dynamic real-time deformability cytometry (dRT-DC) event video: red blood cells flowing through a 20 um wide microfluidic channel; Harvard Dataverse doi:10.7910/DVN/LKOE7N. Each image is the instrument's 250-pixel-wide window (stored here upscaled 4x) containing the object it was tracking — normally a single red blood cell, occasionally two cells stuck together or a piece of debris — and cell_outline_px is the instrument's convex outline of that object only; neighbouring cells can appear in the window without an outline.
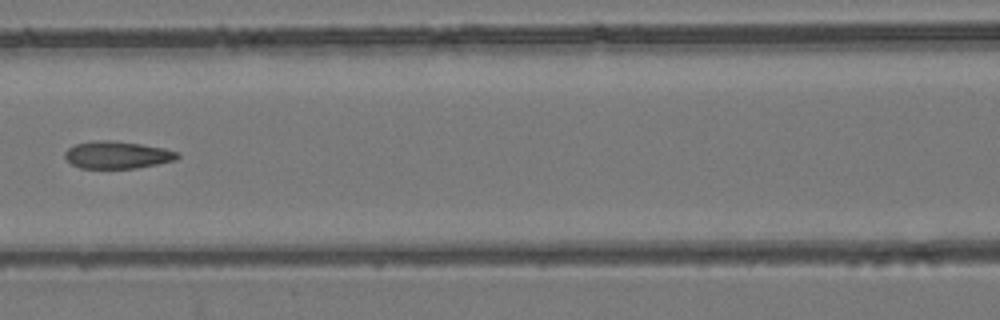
{"species": "common noctule bat (a hibernating species)", "species_latin": "Nyctalus noctula", "temperature_condition": "room temperature", "stored_images_in_passage": 7, "camera_frame_rate_fps": 3000, "um_per_image_px": 0.085, "animal": {"sex": "female", "body_mass_g": 24.6, "forearm_length_mm": 56.2}, "frame": {"image": 1, "passage_image": 6, "time_ms": 1.667, "image_size_px": [1000, 320], "cell_outline_px": [[180, 156], [176, 160], [136, 168], [80, 168], [72, 164], [64, 156], [64, 152], [68, 148], [76, 144], [92, 140], [112, 140], [140, 144], [164, 148], [180, 152]], "centroid_in_image_um": [9.97, 13.16], "position_along_channel_um": 156.6, "area_um2": 17.98}}
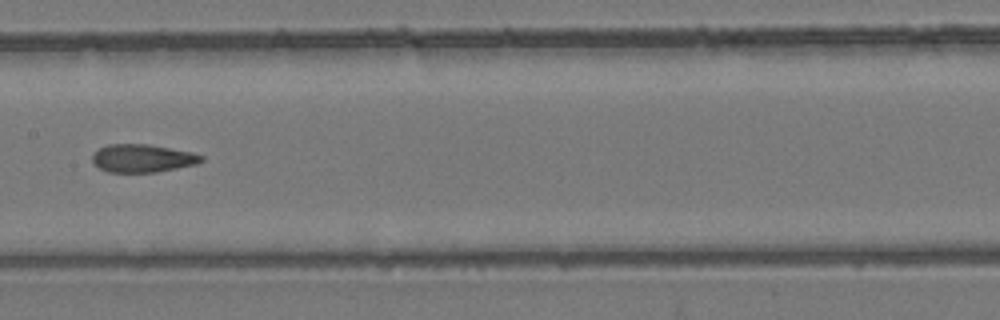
{"frame": {"image": 2, "passage_image": 7, "time_ms": 2.0, "image_size_px": [1000, 320], "cell_outline_px": [[204, 160], [196, 164], [156, 172], [108, 172], [100, 168], [92, 160], [92, 152], [108, 144], [148, 144], [192, 152], [204, 156]], "centroid_in_image_um": [12.11, 13.45], "position_along_channel_um": 195.3, "area_um2": 17.74}}